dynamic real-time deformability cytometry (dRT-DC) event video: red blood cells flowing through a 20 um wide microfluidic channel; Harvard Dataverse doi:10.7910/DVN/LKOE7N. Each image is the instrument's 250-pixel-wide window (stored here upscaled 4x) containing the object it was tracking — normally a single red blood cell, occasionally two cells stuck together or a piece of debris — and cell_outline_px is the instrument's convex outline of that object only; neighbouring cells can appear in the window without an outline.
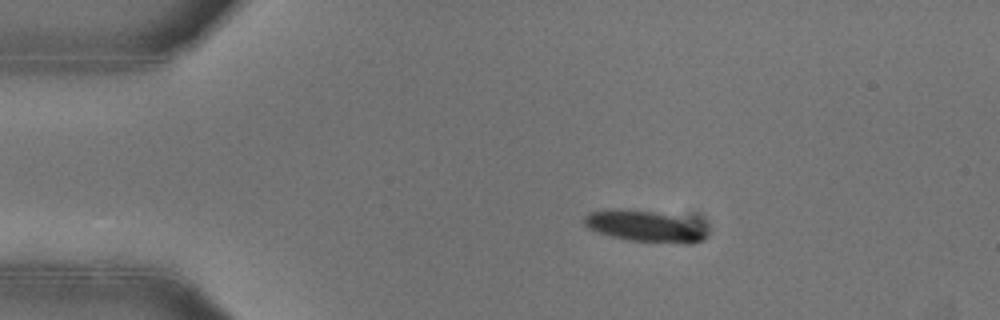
{"species": "common noctule bat (a hibernating species)", "species_latin": "Nyctalus noctula", "temperature_condition": "warm", "stored_images_in_passage": 53, "camera_frame_rate_fps": 3000, "um_per_image_px": 0.085, "animal": {"sex": "female"}, "frame": {"image": 1, "passage_image": 10, "time_ms": 3.0, "image_size_px": [1000, 320], "cell_outline_px": [[704, 236], [700, 240], [688, 244], [684, 244], [628, 240], [612, 236], [588, 228], [584, 224], [584, 216], [588, 212], [612, 208], [652, 212], [700, 224], [704, 228]], "centroid_in_image_um": [54.71, 19.24], "position_along_channel_um": 30.3, "area_um2": 21.68}}
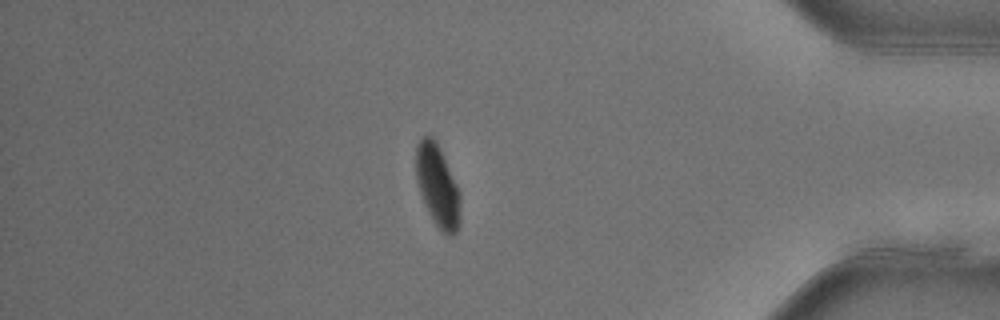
{"frame": {"image": 2, "passage_image": 45, "time_ms": 14.667, "image_size_px": [1000, 320], "cell_outline_px": [[460, 224], [456, 232], [452, 236], [448, 236], [440, 232], [432, 220], [424, 204], [416, 180], [416, 144], [424, 136], [432, 136], [436, 140], [440, 148], [460, 192]], "centroid_in_image_um": [37.2, 15.84], "position_along_channel_um": 398.0, "area_um2": 21.44}}
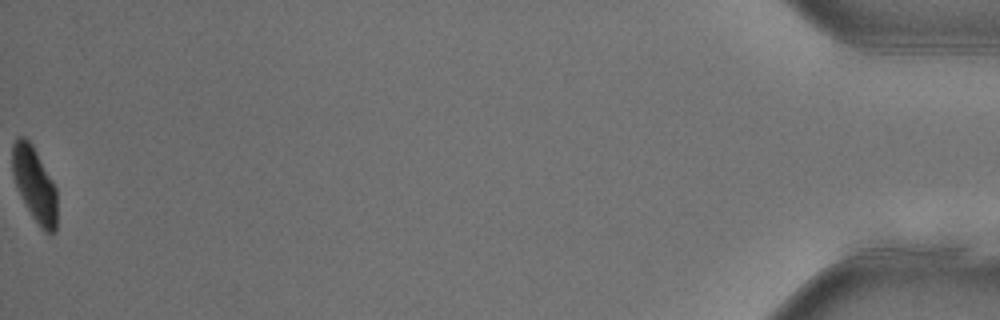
{"frame": {"image": 3, "passage_image": 53, "time_ms": 17.333, "image_size_px": [1000, 320], "cell_outline_px": [[56, 232], [44, 232], [40, 228], [32, 216], [16, 188], [12, 176], [12, 144], [20, 136], [24, 136], [32, 144], [52, 180], [56, 188]], "centroid_in_image_um": [2.92, 15.67], "position_along_channel_um": 432.3, "area_um2": 19.36}, "authors_computed_cell_mechanics": {"area_um2": 21.9062, "velocity_mm_per_s": 3.9346, "shape_relaxation_time_tau1_ms": 4.1303, "shape_relaxation_time_tau2_ms": 2.4846, "deformation_change_tau1": 0.1448, "deformation_change_tau2": 0.0465}}